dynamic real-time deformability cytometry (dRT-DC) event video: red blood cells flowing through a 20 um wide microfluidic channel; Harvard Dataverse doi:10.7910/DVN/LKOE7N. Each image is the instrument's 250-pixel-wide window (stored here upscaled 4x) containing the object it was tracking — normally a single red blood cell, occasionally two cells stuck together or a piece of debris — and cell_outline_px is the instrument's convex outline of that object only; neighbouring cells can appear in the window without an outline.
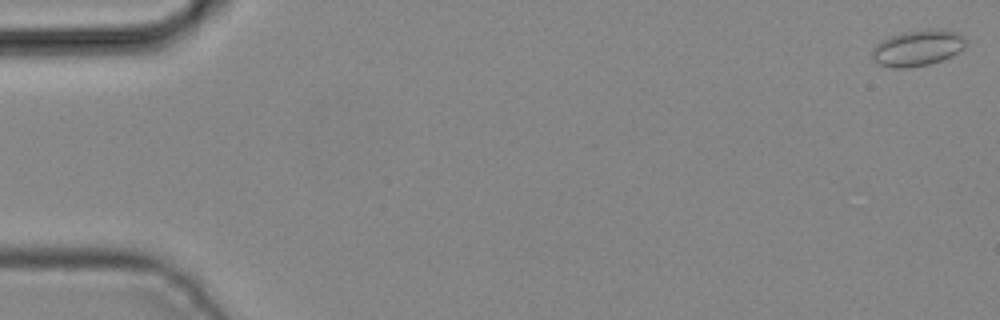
{"species": "common noctule bat (a hibernating species)", "species_latin": "Nyctalus noctula", "temperature_condition": "cold", "stored_images_in_passage": 5, "camera_frame_rate_fps": 3000, "um_per_image_px": 0.085, "animal": {"sex": "male", "body_mass_g": 19.2, "forearm_length_mm": 51.8}, "frame": {"image": 1, "passage_image": 1, "time_ms": 0.0, "image_size_px": [1000, 320], "cell_outline_px": [[968, 40], [964, 48], [960, 52], [952, 56], [928, 64], [908, 68], [892, 68], [876, 64], [872, 60], [872, 48], [880, 40], [888, 36], [904, 32], [928, 28], [956, 32], [964, 36]], "centroid_in_image_um": [77.97, 4.08], "position_along_channel_um": 7.0, "area_um2": 20.06}}
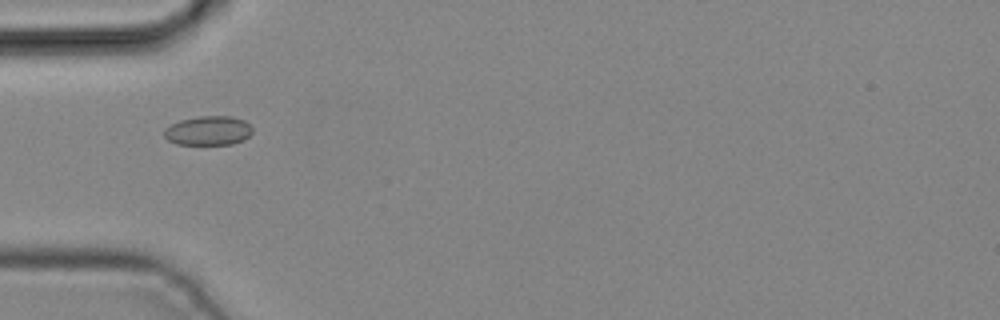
{"frame": {"image": 2, "passage_image": 5, "time_ms": 1.333, "image_size_px": [1000, 320], "cell_outline_px": [[252, 132], [244, 140], [232, 144], [176, 144], [168, 140], [164, 136], [164, 128], [180, 120], [200, 116], [232, 116], [244, 120], [252, 128]], "centroid_in_image_um": [17.7, 11.1], "position_along_channel_um": 67.3, "area_um2": 15.03}}